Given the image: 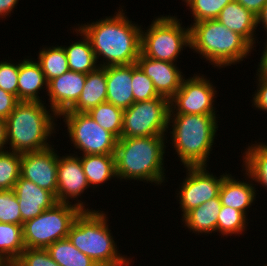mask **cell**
<instances>
[{
  "mask_svg": "<svg viewBox=\"0 0 267 266\" xmlns=\"http://www.w3.org/2000/svg\"><path fill=\"white\" fill-rule=\"evenodd\" d=\"M117 11L114 16L78 27L89 38L99 67L130 65L141 53V25L132 23L122 7Z\"/></svg>",
  "mask_w": 267,
  "mask_h": 266,
  "instance_id": "6da1fadb",
  "label": "cell"
},
{
  "mask_svg": "<svg viewBox=\"0 0 267 266\" xmlns=\"http://www.w3.org/2000/svg\"><path fill=\"white\" fill-rule=\"evenodd\" d=\"M166 137L117 139L114 154L117 179L121 181L139 180L156 185L165 183L164 155L166 154V145L164 144L168 143Z\"/></svg>",
  "mask_w": 267,
  "mask_h": 266,
  "instance_id": "7a4b0ae2",
  "label": "cell"
},
{
  "mask_svg": "<svg viewBox=\"0 0 267 266\" xmlns=\"http://www.w3.org/2000/svg\"><path fill=\"white\" fill-rule=\"evenodd\" d=\"M44 104L37 101H19L5 119L10 151L25 153L52 146L49 139L56 132L55 119H58V115L52 109L47 110Z\"/></svg>",
  "mask_w": 267,
  "mask_h": 266,
  "instance_id": "3957f363",
  "label": "cell"
},
{
  "mask_svg": "<svg viewBox=\"0 0 267 266\" xmlns=\"http://www.w3.org/2000/svg\"><path fill=\"white\" fill-rule=\"evenodd\" d=\"M218 118L217 115L169 114L171 143L181 166H207L219 128Z\"/></svg>",
  "mask_w": 267,
  "mask_h": 266,
  "instance_id": "277c9868",
  "label": "cell"
},
{
  "mask_svg": "<svg viewBox=\"0 0 267 266\" xmlns=\"http://www.w3.org/2000/svg\"><path fill=\"white\" fill-rule=\"evenodd\" d=\"M190 26V49L215 68L236 65L247 59L254 47L239 33L231 31L217 19L203 20Z\"/></svg>",
  "mask_w": 267,
  "mask_h": 266,
  "instance_id": "5b68a950",
  "label": "cell"
},
{
  "mask_svg": "<svg viewBox=\"0 0 267 266\" xmlns=\"http://www.w3.org/2000/svg\"><path fill=\"white\" fill-rule=\"evenodd\" d=\"M108 221L101 210L81 211L67 238L98 266H130L132 260L118 251Z\"/></svg>",
  "mask_w": 267,
  "mask_h": 266,
  "instance_id": "8992f818",
  "label": "cell"
},
{
  "mask_svg": "<svg viewBox=\"0 0 267 266\" xmlns=\"http://www.w3.org/2000/svg\"><path fill=\"white\" fill-rule=\"evenodd\" d=\"M176 16L155 17L147 30L141 29V53L149 58L176 63L183 48L190 49V26ZM182 25V26H181Z\"/></svg>",
  "mask_w": 267,
  "mask_h": 266,
  "instance_id": "52a82bcc",
  "label": "cell"
},
{
  "mask_svg": "<svg viewBox=\"0 0 267 266\" xmlns=\"http://www.w3.org/2000/svg\"><path fill=\"white\" fill-rule=\"evenodd\" d=\"M82 210L71 204L56 203L51 209L23 224L26 248L46 249L52 243L68 237L75 218Z\"/></svg>",
  "mask_w": 267,
  "mask_h": 266,
  "instance_id": "ba28073f",
  "label": "cell"
},
{
  "mask_svg": "<svg viewBox=\"0 0 267 266\" xmlns=\"http://www.w3.org/2000/svg\"><path fill=\"white\" fill-rule=\"evenodd\" d=\"M169 113L170 100L162 96L134 102L124 109L121 138L167 136Z\"/></svg>",
  "mask_w": 267,
  "mask_h": 266,
  "instance_id": "9c48e42d",
  "label": "cell"
},
{
  "mask_svg": "<svg viewBox=\"0 0 267 266\" xmlns=\"http://www.w3.org/2000/svg\"><path fill=\"white\" fill-rule=\"evenodd\" d=\"M71 144L82 151L80 155H114L117 138L97 124L87 112L61 113Z\"/></svg>",
  "mask_w": 267,
  "mask_h": 266,
  "instance_id": "30bf717a",
  "label": "cell"
},
{
  "mask_svg": "<svg viewBox=\"0 0 267 266\" xmlns=\"http://www.w3.org/2000/svg\"><path fill=\"white\" fill-rule=\"evenodd\" d=\"M202 74L184 78L180 89L170 99L169 114L216 115V87ZM216 110V111H215Z\"/></svg>",
  "mask_w": 267,
  "mask_h": 266,
  "instance_id": "8fae6325",
  "label": "cell"
},
{
  "mask_svg": "<svg viewBox=\"0 0 267 266\" xmlns=\"http://www.w3.org/2000/svg\"><path fill=\"white\" fill-rule=\"evenodd\" d=\"M207 166H185L186 177L177 191L182 218L191 210L219 196L220 187L227 171L216 177Z\"/></svg>",
  "mask_w": 267,
  "mask_h": 266,
  "instance_id": "7c38bea8",
  "label": "cell"
},
{
  "mask_svg": "<svg viewBox=\"0 0 267 266\" xmlns=\"http://www.w3.org/2000/svg\"><path fill=\"white\" fill-rule=\"evenodd\" d=\"M57 181V203L71 204L82 211H93L89 207L85 208V203L78 200V197L80 198L84 191L90 188L78 154L59 156Z\"/></svg>",
  "mask_w": 267,
  "mask_h": 266,
  "instance_id": "4fadbf2b",
  "label": "cell"
},
{
  "mask_svg": "<svg viewBox=\"0 0 267 266\" xmlns=\"http://www.w3.org/2000/svg\"><path fill=\"white\" fill-rule=\"evenodd\" d=\"M53 146L41 151L21 153L20 176L51 192L57 200L58 154Z\"/></svg>",
  "mask_w": 267,
  "mask_h": 266,
  "instance_id": "5bb4252c",
  "label": "cell"
},
{
  "mask_svg": "<svg viewBox=\"0 0 267 266\" xmlns=\"http://www.w3.org/2000/svg\"><path fill=\"white\" fill-rule=\"evenodd\" d=\"M136 64L152 80L158 95L168 100L180 89L185 78L177 63L152 59L140 53Z\"/></svg>",
  "mask_w": 267,
  "mask_h": 266,
  "instance_id": "9a60e30c",
  "label": "cell"
},
{
  "mask_svg": "<svg viewBox=\"0 0 267 266\" xmlns=\"http://www.w3.org/2000/svg\"><path fill=\"white\" fill-rule=\"evenodd\" d=\"M86 74L68 70L47 84L50 109L58 116L69 110L79 99L85 85Z\"/></svg>",
  "mask_w": 267,
  "mask_h": 266,
  "instance_id": "2e32d148",
  "label": "cell"
},
{
  "mask_svg": "<svg viewBox=\"0 0 267 266\" xmlns=\"http://www.w3.org/2000/svg\"><path fill=\"white\" fill-rule=\"evenodd\" d=\"M13 190L20 206L22 225L40 215L44 210L51 209L57 203L56 197L51 192L21 176Z\"/></svg>",
  "mask_w": 267,
  "mask_h": 266,
  "instance_id": "e0dca14e",
  "label": "cell"
},
{
  "mask_svg": "<svg viewBox=\"0 0 267 266\" xmlns=\"http://www.w3.org/2000/svg\"><path fill=\"white\" fill-rule=\"evenodd\" d=\"M244 174H246L245 177L247 178L245 182L244 180L236 179L232 174L228 173L223 178L219 197L222 206L239 210L247 216L248 209L255 203L257 193L255 186L257 184L253 182L252 177L246 171Z\"/></svg>",
  "mask_w": 267,
  "mask_h": 266,
  "instance_id": "ac0fdd59",
  "label": "cell"
},
{
  "mask_svg": "<svg viewBox=\"0 0 267 266\" xmlns=\"http://www.w3.org/2000/svg\"><path fill=\"white\" fill-rule=\"evenodd\" d=\"M107 102L124 109L134 103L132 64L106 66Z\"/></svg>",
  "mask_w": 267,
  "mask_h": 266,
  "instance_id": "d6986e66",
  "label": "cell"
},
{
  "mask_svg": "<svg viewBox=\"0 0 267 266\" xmlns=\"http://www.w3.org/2000/svg\"><path fill=\"white\" fill-rule=\"evenodd\" d=\"M222 25L239 33L243 36L253 47L255 46L256 37V15L247 10L236 0L228 3L219 13L216 18Z\"/></svg>",
  "mask_w": 267,
  "mask_h": 266,
  "instance_id": "ffe728a7",
  "label": "cell"
},
{
  "mask_svg": "<svg viewBox=\"0 0 267 266\" xmlns=\"http://www.w3.org/2000/svg\"><path fill=\"white\" fill-rule=\"evenodd\" d=\"M47 81L42 68L36 60L24 58L19 62L18 76V100L19 101H42L39 91L46 89ZM45 86V87H44Z\"/></svg>",
  "mask_w": 267,
  "mask_h": 266,
  "instance_id": "44dd1931",
  "label": "cell"
},
{
  "mask_svg": "<svg viewBox=\"0 0 267 266\" xmlns=\"http://www.w3.org/2000/svg\"><path fill=\"white\" fill-rule=\"evenodd\" d=\"M107 102L106 67H98L86 74L85 85L77 102L69 112H88L101 103Z\"/></svg>",
  "mask_w": 267,
  "mask_h": 266,
  "instance_id": "7402d4cb",
  "label": "cell"
},
{
  "mask_svg": "<svg viewBox=\"0 0 267 266\" xmlns=\"http://www.w3.org/2000/svg\"><path fill=\"white\" fill-rule=\"evenodd\" d=\"M222 204L220 197L206 201L189 211L181 220L186 228L196 234H212L217 232L218 214Z\"/></svg>",
  "mask_w": 267,
  "mask_h": 266,
  "instance_id": "603a6c76",
  "label": "cell"
},
{
  "mask_svg": "<svg viewBox=\"0 0 267 266\" xmlns=\"http://www.w3.org/2000/svg\"><path fill=\"white\" fill-rule=\"evenodd\" d=\"M74 31L82 38L67 47L63 46L67 56L68 67L71 71L88 74L96 70L99 64H97L98 62L89 38L77 26L76 29L74 28Z\"/></svg>",
  "mask_w": 267,
  "mask_h": 266,
  "instance_id": "cb8c5ba5",
  "label": "cell"
},
{
  "mask_svg": "<svg viewBox=\"0 0 267 266\" xmlns=\"http://www.w3.org/2000/svg\"><path fill=\"white\" fill-rule=\"evenodd\" d=\"M79 158L90 188L95 189L112 178L117 179L115 155H82Z\"/></svg>",
  "mask_w": 267,
  "mask_h": 266,
  "instance_id": "d4e9b609",
  "label": "cell"
},
{
  "mask_svg": "<svg viewBox=\"0 0 267 266\" xmlns=\"http://www.w3.org/2000/svg\"><path fill=\"white\" fill-rule=\"evenodd\" d=\"M256 143V144H255ZM245 149L243 152V171H246L253 179L267 190V142L257 143Z\"/></svg>",
  "mask_w": 267,
  "mask_h": 266,
  "instance_id": "484cf974",
  "label": "cell"
},
{
  "mask_svg": "<svg viewBox=\"0 0 267 266\" xmlns=\"http://www.w3.org/2000/svg\"><path fill=\"white\" fill-rule=\"evenodd\" d=\"M46 250L60 266H98L91 258L80 252L68 238L52 243Z\"/></svg>",
  "mask_w": 267,
  "mask_h": 266,
  "instance_id": "4316f807",
  "label": "cell"
},
{
  "mask_svg": "<svg viewBox=\"0 0 267 266\" xmlns=\"http://www.w3.org/2000/svg\"><path fill=\"white\" fill-rule=\"evenodd\" d=\"M38 53L37 62L42 68L47 83L69 70L63 46H44Z\"/></svg>",
  "mask_w": 267,
  "mask_h": 266,
  "instance_id": "83f0119b",
  "label": "cell"
},
{
  "mask_svg": "<svg viewBox=\"0 0 267 266\" xmlns=\"http://www.w3.org/2000/svg\"><path fill=\"white\" fill-rule=\"evenodd\" d=\"M25 248L23 225L0 223V255L7 261H16Z\"/></svg>",
  "mask_w": 267,
  "mask_h": 266,
  "instance_id": "f1b7e54d",
  "label": "cell"
},
{
  "mask_svg": "<svg viewBox=\"0 0 267 266\" xmlns=\"http://www.w3.org/2000/svg\"><path fill=\"white\" fill-rule=\"evenodd\" d=\"M87 113L102 128L112 133L117 139L121 138L124 113L122 108L105 102L90 109Z\"/></svg>",
  "mask_w": 267,
  "mask_h": 266,
  "instance_id": "f546056e",
  "label": "cell"
},
{
  "mask_svg": "<svg viewBox=\"0 0 267 266\" xmlns=\"http://www.w3.org/2000/svg\"><path fill=\"white\" fill-rule=\"evenodd\" d=\"M247 220L248 218L243 212L222 206L218 214L217 232L225 237L232 236V234L235 236L242 235L247 229V224H249Z\"/></svg>",
  "mask_w": 267,
  "mask_h": 266,
  "instance_id": "4dcf8cb0",
  "label": "cell"
},
{
  "mask_svg": "<svg viewBox=\"0 0 267 266\" xmlns=\"http://www.w3.org/2000/svg\"><path fill=\"white\" fill-rule=\"evenodd\" d=\"M21 153L6 150L0 152V190H10L15 187L20 177Z\"/></svg>",
  "mask_w": 267,
  "mask_h": 266,
  "instance_id": "1f68e13d",
  "label": "cell"
},
{
  "mask_svg": "<svg viewBox=\"0 0 267 266\" xmlns=\"http://www.w3.org/2000/svg\"><path fill=\"white\" fill-rule=\"evenodd\" d=\"M231 1L233 0H190L187 6L194 18L192 23L216 19L221 10Z\"/></svg>",
  "mask_w": 267,
  "mask_h": 266,
  "instance_id": "d6a6232c",
  "label": "cell"
},
{
  "mask_svg": "<svg viewBox=\"0 0 267 266\" xmlns=\"http://www.w3.org/2000/svg\"><path fill=\"white\" fill-rule=\"evenodd\" d=\"M132 89L134 102L160 97L154 88L152 80L145 75L136 63L132 64Z\"/></svg>",
  "mask_w": 267,
  "mask_h": 266,
  "instance_id": "836d02e7",
  "label": "cell"
},
{
  "mask_svg": "<svg viewBox=\"0 0 267 266\" xmlns=\"http://www.w3.org/2000/svg\"><path fill=\"white\" fill-rule=\"evenodd\" d=\"M0 223L22 225L20 206L13 189L0 190Z\"/></svg>",
  "mask_w": 267,
  "mask_h": 266,
  "instance_id": "e575fe53",
  "label": "cell"
},
{
  "mask_svg": "<svg viewBox=\"0 0 267 266\" xmlns=\"http://www.w3.org/2000/svg\"><path fill=\"white\" fill-rule=\"evenodd\" d=\"M0 61V88L15 95L18 99L19 63Z\"/></svg>",
  "mask_w": 267,
  "mask_h": 266,
  "instance_id": "d590c367",
  "label": "cell"
},
{
  "mask_svg": "<svg viewBox=\"0 0 267 266\" xmlns=\"http://www.w3.org/2000/svg\"><path fill=\"white\" fill-rule=\"evenodd\" d=\"M20 266H60L49 255L46 249L25 248L16 260Z\"/></svg>",
  "mask_w": 267,
  "mask_h": 266,
  "instance_id": "8d00e7d4",
  "label": "cell"
},
{
  "mask_svg": "<svg viewBox=\"0 0 267 266\" xmlns=\"http://www.w3.org/2000/svg\"><path fill=\"white\" fill-rule=\"evenodd\" d=\"M257 79V87L255 90L252 100V106H254L257 110H262L263 112H267V77L257 68V73L255 76Z\"/></svg>",
  "mask_w": 267,
  "mask_h": 266,
  "instance_id": "74e56055",
  "label": "cell"
},
{
  "mask_svg": "<svg viewBox=\"0 0 267 266\" xmlns=\"http://www.w3.org/2000/svg\"><path fill=\"white\" fill-rule=\"evenodd\" d=\"M18 102L19 100L15 95L0 88V118L6 119Z\"/></svg>",
  "mask_w": 267,
  "mask_h": 266,
  "instance_id": "f35d334b",
  "label": "cell"
},
{
  "mask_svg": "<svg viewBox=\"0 0 267 266\" xmlns=\"http://www.w3.org/2000/svg\"><path fill=\"white\" fill-rule=\"evenodd\" d=\"M247 10L251 11L254 15H257L261 8L267 3V0H236Z\"/></svg>",
  "mask_w": 267,
  "mask_h": 266,
  "instance_id": "ab89813d",
  "label": "cell"
},
{
  "mask_svg": "<svg viewBox=\"0 0 267 266\" xmlns=\"http://www.w3.org/2000/svg\"><path fill=\"white\" fill-rule=\"evenodd\" d=\"M19 0H0V18L11 16V13L17 6Z\"/></svg>",
  "mask_w": 267,
  "mask_h": 266,
  "instance_id": "60d3db41",
  "label": "cell"
},
{
  "mask_svg": "<svg viewBox=\"0 0 267 266\" xmlns=\"http://www.w3.org/2000/svg\"><path fill=\"white\" fill-rule=\"evenodd\" d=\"M6 145H7L6 120L0 118V152L6 151V149L8 148V146Z\"/></svg>",
  "mask_w": 267,
  "mask_h": 266,
  "instance_id": "b9f144b4",
  "label": "cell"
},
{
  "mask_svg": "<svg viewBox=\"0 0 267 266\" xmlns=\"http://www.w3.org/2000/svg\"><path fill=\"white\" fill-rule=\"evenodd\" d=\"M262 24V28L266 31L267 36V3L261 8L260 12L256 15V26H260ZM267 44V39L266 43Z\"/></svg>",
  "mask_w": 267,
  "mask_h": 266,
  "instance_id": "7bdbcfd3",
  "label": "cell"
},
{
  "mask_svg": "<svg viewBox=\"0 0 267 266\" xmlns=\"http://www.w3.org/2000/svg\"><path fill=\"white\" fill-rule=\"evenodd\" d=\"M262 53L260 62L258 63V69L267 77V44H265Z\"/></svg>",
  "mask_w": 267,
  "mask_h": 266,
  "instance_id": "ee69618b",
  "label": "cell"
},
{
  "mask_svg": "<svg viewBox=\"0 0 267 266\" xmlns=\"http://www.w3.org/2000/svg\"><path fill=\"white\" fill-rule=\"evenodd\" d=\"M4 266H20L16 261H8Z\"/></svg>",
  "mask_w": 267,
  "mask_h": 266,
  "instance_id": "f6af8a7d",
  "label": "cell"
},
{
  "mask_svg": "<svg viewBox=\"0 0 267 266\" xmlns=\"http://www.w3.org/2000/svg\"><path fill=\"white\" fill-rule=\"evenodd\" d=\"M8 261L0 255V266H4Z\"/></svg>",
  "mask_w": 267,
  "mask_h": 266,
  "instance_id": "bcb514c9",
  "label": "cell"
},
{
  "mask_svg": "<svg viewBox=\"0 0 267 266\" xmlns=\"http://www.w3.org/2000/svg\"><path fill=\"white\" fill-rule=\"evenodd\" d=\"M184 3H186V5H187V3H189V1L190 0H182Z\"/></svg>",
  "mask_w": 267,
  "mask_h": 266,
  "instance_id": "7dc6e473",
  "label": "cell"
}]
</instances>
